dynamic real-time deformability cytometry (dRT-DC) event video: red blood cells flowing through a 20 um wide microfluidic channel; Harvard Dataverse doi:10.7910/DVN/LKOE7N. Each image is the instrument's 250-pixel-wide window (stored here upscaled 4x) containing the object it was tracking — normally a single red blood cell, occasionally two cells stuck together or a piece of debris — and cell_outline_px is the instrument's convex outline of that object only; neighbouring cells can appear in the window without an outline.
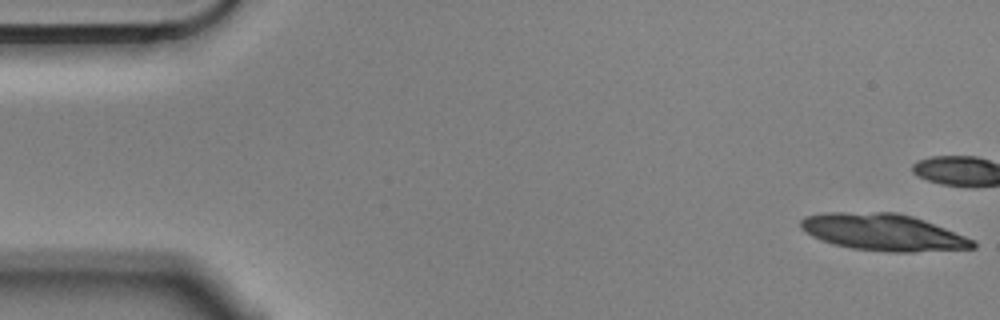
{"species": "Egyptian fruit bat (a non-hibernating species)", "species_latin": "Rousettus aegyptiacus", "temperature_condition": "cold", "stored_images_in_passage": 6, "segment_of_instrument_passage": [1, 2], "camera_frame_rate_fps": 3000, "um_per_image_px": 0.085, "animal": {"sex": "male"}, "frame": {"image": 1, "passage_image": 1, "time_ms": 0.0, "image_size_px": [1000, 320], "cell_outline_px": [[976, 248], [912, 252], [888, 252], [852, 248], [832, 244], [820, 240], [812, 236], [800, 228], [800, 220], [804, 216], [824, 212], [896, 212], [912, 216], [924, 220], [976, 240]], "centroid_in_image_um": [75.05, 19.74], "position_along_channel_um": 9.9, "area_um2": 37.17}}